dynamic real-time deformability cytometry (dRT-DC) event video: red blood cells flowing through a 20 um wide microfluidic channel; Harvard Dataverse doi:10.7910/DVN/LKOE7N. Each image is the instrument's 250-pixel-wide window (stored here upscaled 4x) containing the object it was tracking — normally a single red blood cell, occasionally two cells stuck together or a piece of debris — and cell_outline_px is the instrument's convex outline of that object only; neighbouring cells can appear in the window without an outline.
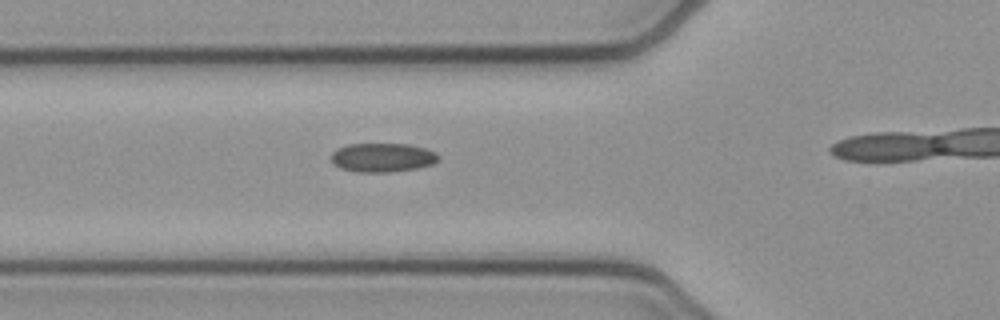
{"species": "common noctule bat (a hibernating species)", "species_latin": "Nyctalus noctula", "temperature_condition": "cold", "stored_images_in_passage": 16, "camera_frame_rate_fps": 3000, "um_per_image_px": 0.085, "animal": {"sex": "female", "body_mass_g": 21.9}, "frame": {"image": 1, "passage_image": 12, "time_ms": 3.667, "image_size_px": [1000, 320], "cell_outline_px": [[440, 160], [432, 164], [416, 168], [392, 172], [356, 172], [340, 168], [332, 164], [332, 152], [336, 148], [348, 144], [408, 144], [424, 148], [436, 152], [440, 156]], "centroid_in_image_um": [32.5, 13.39], "position_along_channel_um": 93.3, "area_um2": 18.26}}